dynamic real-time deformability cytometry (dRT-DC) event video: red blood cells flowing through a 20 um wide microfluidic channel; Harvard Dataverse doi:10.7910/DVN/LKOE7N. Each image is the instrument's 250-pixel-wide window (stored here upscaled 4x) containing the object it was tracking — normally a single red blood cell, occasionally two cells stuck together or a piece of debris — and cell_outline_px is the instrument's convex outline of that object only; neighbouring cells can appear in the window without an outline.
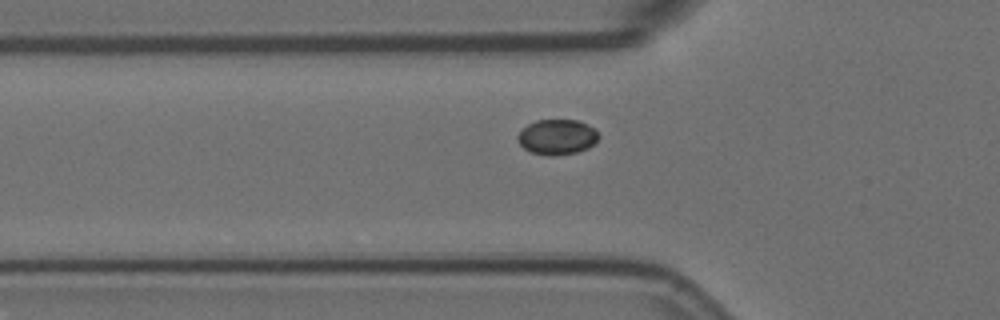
{"species": "Egyptian fruit bat (a non-hibernating species)", "species_latin": "Rousettus aegyptiacus", "temperature_condition": "room temperature", "stored_images_in_passage": 36, "camera_frame_rate_fps": 3000, "um_per_image_px": 0.085, "animal": {"sex": "female"}, "frame": {"image": 1, "passage_image": 6, "time_ms": 1.667, "image_size_px": [1000, 320], "cell_outline_px": [[600, 136], [588, 148], [576, 152], [556, 156], [548, 156], [532, 152], [524, 148], [516, 140], [516, 136], [528, 124], [536, 120], [580, 120], [596, 128]], "centroid_in_image_um": [47.37, 11.64], "position_along_channel_um": 78.4, "area_um2": 16.76}}
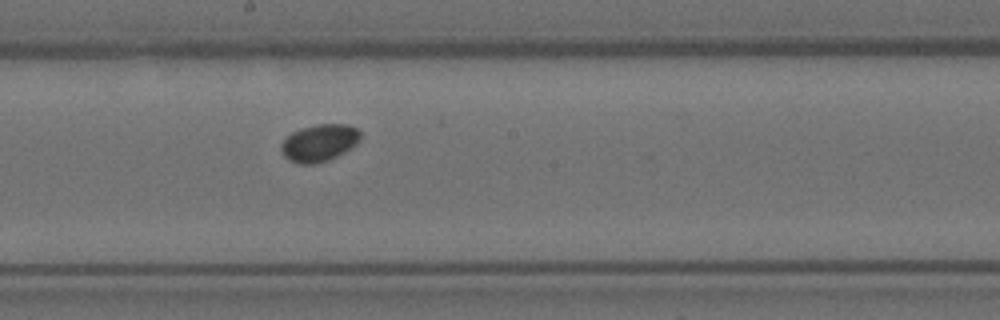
{"frame": {"image": 2, "passage_image": 18, "time_ms": 5.667, "image_size_px": [1000, 320], "cell_outline_px": [[360, 140], [356, 144], [344, 152], [328, 160], [316, 164], [300, 164], [288, 160], [284, 156], [280, 148], [280, 144], [292, 132], [300, 128], [316, 124], [348, 124], [356, 128], [360, 132]], "centroid_in_image_um": [27.12, 12.14], "position_along_channel_um": 221.1, "area_um2": 17.22}}
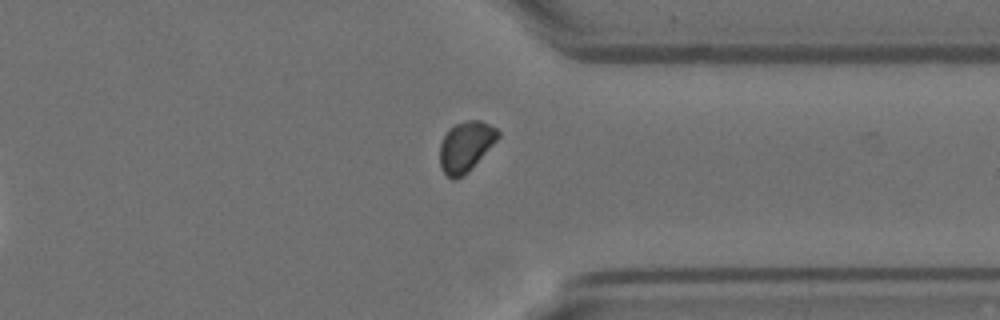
{"frame": {"image": 3, "passage_image": 31, "time_ms": 10.0, "image_size_px": [1000, 320], "cell_outline_px": [[500, 136], [456, 180], [452, 180], [444, 172], [440, 164], [440, 144], [448, 128], [464, 120], [480, 120], [496, 128], [500, 132]], "centroid_in_image_um": [39.55, 12.39], "position_along_channel_um": 371.9, "area_um2": 16.3}}